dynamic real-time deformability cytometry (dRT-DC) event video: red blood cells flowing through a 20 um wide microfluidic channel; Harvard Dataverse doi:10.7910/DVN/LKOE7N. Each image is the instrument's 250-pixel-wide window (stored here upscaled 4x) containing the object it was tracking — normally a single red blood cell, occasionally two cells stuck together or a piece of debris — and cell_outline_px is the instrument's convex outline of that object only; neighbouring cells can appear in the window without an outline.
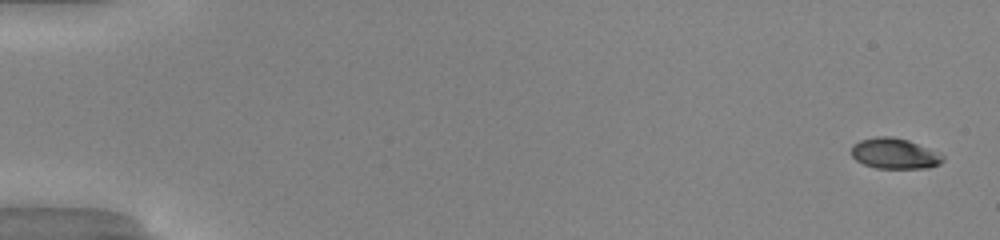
{"species": "common noctule bat (a hibernating species)", "species_latin": "Nyctalus noctula", "temperature_condition": "warm", "stored_images_in_passage": 51, "camera_frame_rate_fps": 3000, "um_per_image_px": 0.085, "animal": {"sex": "male", "body_mass_g": 20.0, "forearm_length_mm": 53.3}, "frame": {"image": 1, "passage_image": 2, "time_ms": 0.333, "image_size_px": [1000, 240], "cell_outline_px": [[944, 160], [940, 164], [928, 168], [876, 168], [864, 164], [856, 160], [852, 156], [852, 144], [860, 140], [876, 136], [892, 136], [908, 140], [940, 152], [944, 156]], "centroid_in_image_um": [76.06, 13.04], "position_along_channel_um": 8.9, "area_um2": 16.47}}
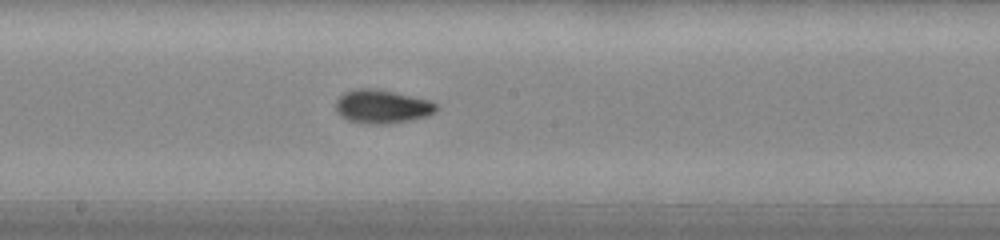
{"frame": {"image": 2, "passage_image": 29, "time_ms": 9.333, "image_size_px": [1000, 240], "cell_outline_px": [[440, 108], [436, 112], [428, 116], [388, 124], [368, 124], [348, 120], [340, 116], [336, 112], [336, 100], [344, 92], [356, 88], [376, 88], [432, 100]], "centroid_in_image_um": [32.5, 9.05], "position_along_channel_um": 215.7, "area_um2": 20.0}}
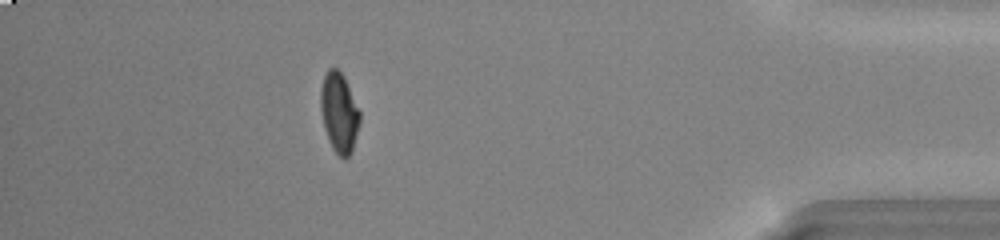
{"frame": {"image": 3, "passage_image": 46, "time_ms": 15.0, "image_size_px": [1000, 240], "cell_outline_px": [[360, 120], [352, 152], [344, 160], [332, 148], [328, 140], [324, 128], [320, 108], [320, 88], [324, 76], [328, 68], [336, 68], [344, 76], [360, 112]], "centroid_in_image_um": [28.81, 9.57], "position_along_channel_um": 406.4, "area_um2": 18.26}, "authors_computed_cell_mechanics": {"area_um2": 17.918, "velocity_mm_per_s": 4.139, "shape_relaxation_time_tau1_ms": 5.3932, "shape_relaxation_time_tau2_ms": 1.0627, "deformation_change_tau1": 0.2111, "deformation_change_tau2": 0.0558}}